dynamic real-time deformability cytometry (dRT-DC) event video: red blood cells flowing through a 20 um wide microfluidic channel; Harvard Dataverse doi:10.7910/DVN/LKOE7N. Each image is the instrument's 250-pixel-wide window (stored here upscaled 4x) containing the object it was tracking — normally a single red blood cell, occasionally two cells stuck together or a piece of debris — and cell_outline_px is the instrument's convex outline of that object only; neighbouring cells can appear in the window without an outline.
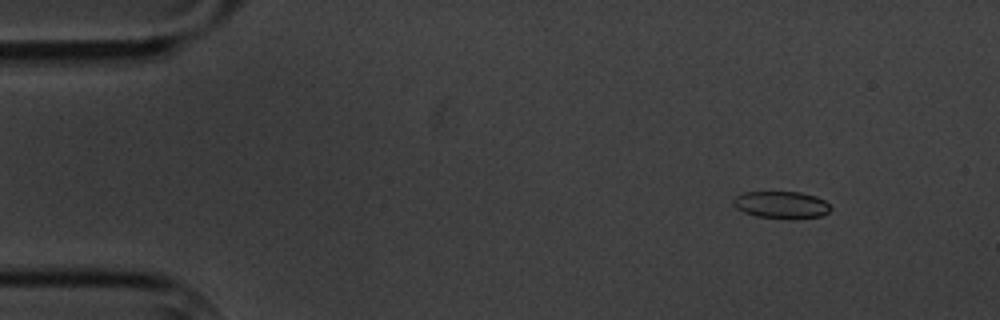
{"species": "common noctule bat (a hibernating species)", "species_latin": "Nyctalus noctula", "temperature_condition": "cold", "stored_images_in_passage": 6, "camera_frame_rate_fps": 3000, "um_per_image_px": 0.085, "animal": {"sex": "male", "body_mass_g": 20.1, "forearm_length_mm": 53.5}, "frame": {"image": 1, "passage_image": 2, "time_ms": 1.0, "image_size_px": [1000, 320], "cell_outline_px": [[832, 208], [828, 212], [820, 216], [796, 220], [788, 220], [756, 216], [744, 212], [736, 208], [732, 204], [732, 200], [736, 196], [744, 192], [800, 192], [816, 196], [824, 200]], "centroid_in_image_um": [66.42, 17.43], "position_along_channel_um": 18.6, "area_um2": 15.72}}
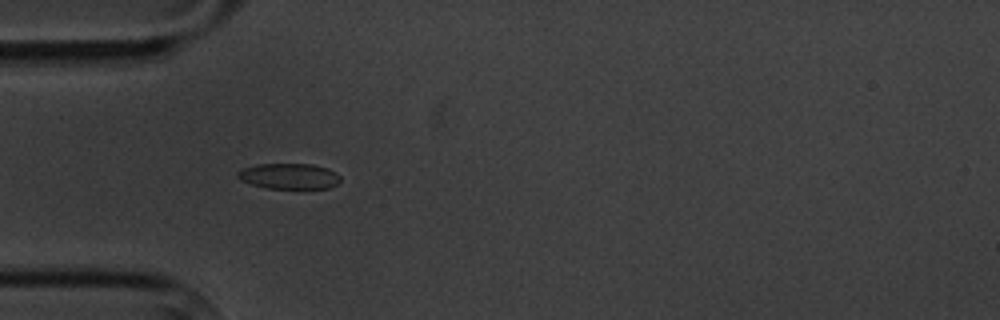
{"frame": {"image": 2, "passage_image": 5, "time_ms": 4.667, "image_size_px": [1000, 320], "cell_outline_px": [[340, 180], [336, 184], [328, 188], [268, 188], [252, 184], [240, 180], [236, 176], [236, 172], [244, 168], [256, 164], [312, 164], [328, 168], [336, 172], [340, 176]], "centroid_in_image_um": [24.57, 14.96], "position_along_channel_um": 60.4, "area_um2": 15.32}}
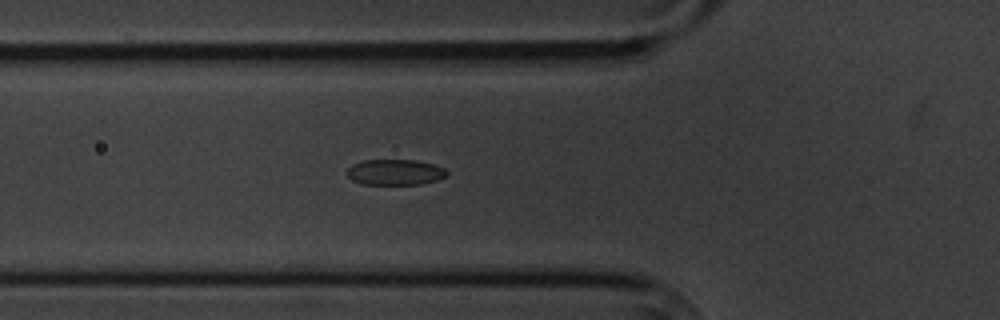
{"frame": {"image": 3, "passage_image": 6, "time_ms": 5.667, "image_size_px": [1000, 320], "cell_outline_px": [[448, 172], [444, 176], [436, 180], [420, 184], [360, 184], [352, 180], [344, 172], [352, 164], [364, 160], [416, 160], [432, 164], [444, 168]], "centroid_in_image_um": [33.52, 14.63], "position_along_channel_um": 92.3, "area_um2": 14.91}}